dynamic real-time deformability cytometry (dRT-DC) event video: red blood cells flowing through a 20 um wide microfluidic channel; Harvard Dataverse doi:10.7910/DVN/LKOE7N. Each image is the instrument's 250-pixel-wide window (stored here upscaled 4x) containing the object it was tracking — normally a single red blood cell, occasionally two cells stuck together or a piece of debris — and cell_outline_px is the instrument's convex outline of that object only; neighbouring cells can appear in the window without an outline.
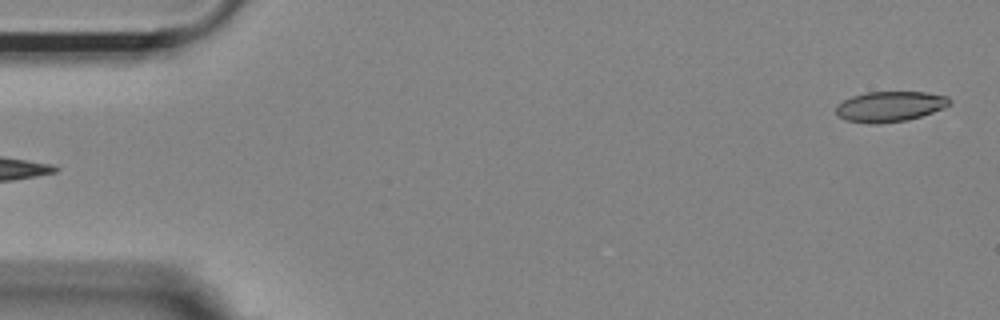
{"species": "Egyptian fruit bat (a non-hibernating species)", "species_latin": "Rousettus aegyptiacus", "temperature_condition": "room temperature", "stored_images_in_passage": 53, "camera_frame_rate_fps": 3000, "um_per_image_px": 0.085, "animal": {"sex": "female"}, "frame": {"image": 1, "passage_image": 1, "time_ms": 0.0, "image_size_px": [1000, 320], "cell_outline_px": [[952, 104], [944, 108], [908, 120], [880, 124], [868, 124], [844, 120], [836, 116], [836, 104], [852, 96], [868, 92], [928, 92], [948, 96], [952, 100]], "centroid_in_image_um": [75.64, 9.06], "position_along_channel_um": 9.4, "area_um2": 20.46}}
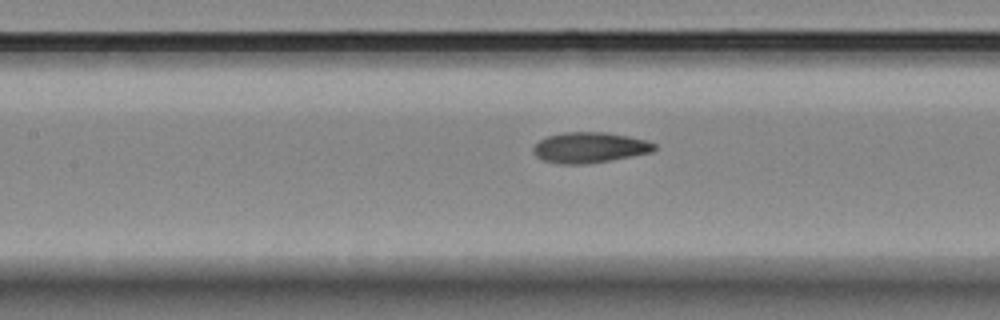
{"frame": {"image": 2, "passage_image": 23, "time_ms": 7.333, "image_size_px": [1000, 320], "cell_outline_px": [[656, 148], [652, 152], [632, 156], [584, 164], [560, 164], [544, 160], [536, 156], [532, 152], [532, 148], [540, 140], [548, 136], [564, 132], [604, 132], [628, 136], [648, 140], [656, 144]], "centroid_in_image_um": [50.12, 12.53], "position_along_channel_um": 157.3, "area_um2": 21.5}}
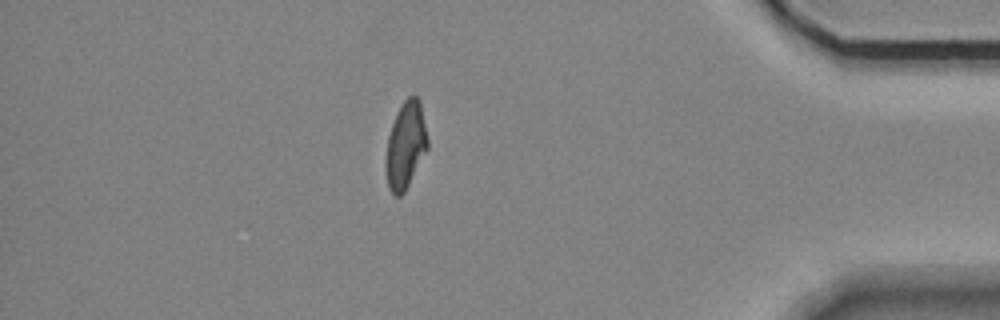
{"frame": {"image": 3, "passage_image": 46, "time_ms": 15.0, "image_size_px": [1000, 320], "cell_outline_px": [[428, 148], [404, 192], [400, 196], [396, 196], [388, 188], [384, 160], [388, 136], [396, 112], [404, 100], [408, 96], [416, 96], [420, 100], [428, 140]], "centroid_in_image_um": [34.46, 12.34], "position_along_channel_um": 400.7, "area_um2": 21.15}, "authors_computed_cell_mechanics": {"area_um2": 21.386, "velocity_mm_per_s": 3.6832, "shape_relaxation_time_tau1_ms": null, "shape_relaxation_time_tau2_ms": 1.8406, "deformation_change_tau1": null, "deformation_change_tau2": 0.0754}}